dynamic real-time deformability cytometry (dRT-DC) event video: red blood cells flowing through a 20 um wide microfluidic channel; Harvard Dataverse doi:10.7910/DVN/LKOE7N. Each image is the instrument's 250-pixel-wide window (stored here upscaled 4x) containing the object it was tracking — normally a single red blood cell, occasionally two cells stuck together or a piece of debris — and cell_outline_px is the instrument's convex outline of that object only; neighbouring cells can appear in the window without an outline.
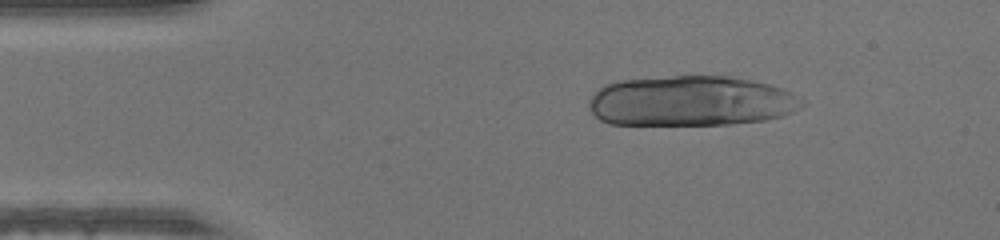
{"species": "human", "species_latin": "Homo sapiens", "temperature_condition": "warm", "stored_images_in_passage": 14, "segment_of_instrument_passage": [1, 2], "camera_frame_rate_fps": 3000, "um_per_image_px": 0.085, "donor": {"sex": "male"}, "frame": {"image": 1, "passage_image": 1, "time_ms": 0.0, "image_size_px": [1000, 240], "cell_outline_px": [[804, 104], [792, 112], [784, 116], [764, 120], [732, 124], [608, 124], [600, 120], [592, 112], [588, 104], [588, 100], [604, 84], [616, 80], [672, 76], [728, 76], [752, 80], [784, 88], [792, 92], [804, 100]], "centroid_in_image_um": [58.74, 8.58], "position_along_channel_um": 26.3, "area_um2": 62.66}}